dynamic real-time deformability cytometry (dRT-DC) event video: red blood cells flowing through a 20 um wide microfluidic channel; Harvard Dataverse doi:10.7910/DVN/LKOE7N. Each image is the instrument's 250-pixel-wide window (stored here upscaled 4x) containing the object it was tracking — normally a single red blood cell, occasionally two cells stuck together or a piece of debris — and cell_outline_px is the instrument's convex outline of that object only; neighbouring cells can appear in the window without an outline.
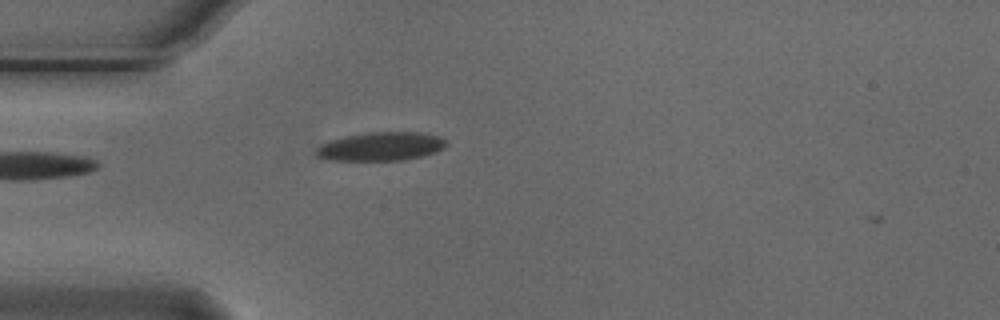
{"species": "Egyptian fruit bat (a non-hibernating species)", "species_latin": "Rousettus aegyptiacus", "temperature_condition": "cold", "stored_images_in_passage": 5, "camera_frame_rate_fps": 3000, "um_per_image_px": 0.085, "animal": {"sex": "male"}, "frame": {"image": 1, "passage_image": 4, "time_ms": 1.0, "image_size_px": [1000, 320], "cell_outline_px": [[448, 144], [444, 148], [436, 152], [404, 160], [324, 160], [316, 156], [316, 148], [320, 144], [328, 140], [344, 136], [368, 132], [420, 132], [440, 136]], "centroid_in_image_um": [32.34, 12.44], "position_along_channel_um": 52.7, "area_um2": 21.91}}